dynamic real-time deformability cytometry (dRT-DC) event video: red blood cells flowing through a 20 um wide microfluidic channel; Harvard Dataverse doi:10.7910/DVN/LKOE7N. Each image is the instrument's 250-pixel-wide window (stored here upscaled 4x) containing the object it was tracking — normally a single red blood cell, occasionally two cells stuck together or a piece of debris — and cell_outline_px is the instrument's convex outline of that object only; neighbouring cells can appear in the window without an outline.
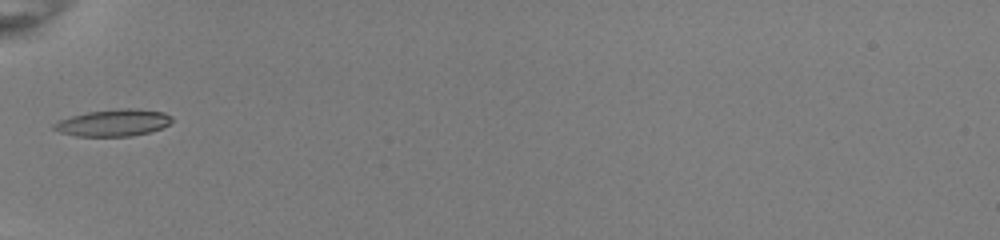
{"species": "common noctule bat (a hibernating species)", "species_latin": "Nyctalus noctula", "temperature_condition": "room temperature", "stored_images_in_passage": 33, "camera_frame_rate_fps": 3000, "um_per_image_px": 0.085, "animal": {"sex": "female", "body_mass_g": 22.0, "forearm_length_mm": 56.7}, "frame": {"image": 1, "passage_image": 1, "time_ms": 0.0, "image_size_px": [1000, 240], "cell_outline_px": [[172, 120], [168, 124], [160, 128], [148, 132], [132, 136], [76, 136], [60, 132], [52, 128], [52, 124], [60, 120], [72, 116], [88, 112], [120, 108], [136, 108], [164, 112], [172, 116]], "centroid_in_image_um": [9.64, 10.43], "position_along_channel_um": 75.4, "area_um2": 18.38}}
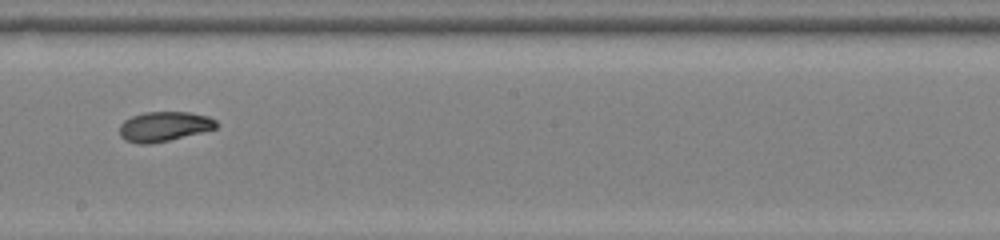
{"frame": {"image": 2, "passage_image": 13, "time_ms": 4.0, "image_size_px": [1000, 240], "cell_outline_px": [[220, 124], [216, 128], [152, 144], [140, 144], [124, 140], [120, 136], [120, 124], [124, 120], [132, 116], [144, 112], [188, 112], [208, 116], [216, 120]], "centroid_in_image_um": [13.93, 10.74], "position_along_channel_um": 234.3, "area_um2": 16.76}}
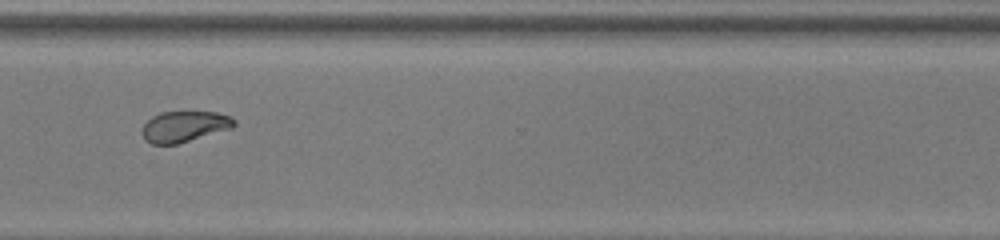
{"frame": {"image": 3, "passage_image": 22, "time_ms": 7.0, "image_size_px": [1000, 240], "cell_outline_px": [[236, 124], [232, 128], [176, 144], [152, 144], [144, 140], [140, 132], [140, 128], [152, 116], [160, 112], [216, 112], [232, 116], [236, 120]], "centroid_in_image_um": [15.64, 10.75], "position_along_channel_um": 355.0, "area_um2": 16.7}, "authors_computed_cell_mechanics": {"area_um2": 17.1088, "velocity_mm_per_s": 4.0103, "shape_relaxation_time_tau1_ms": 3.0335, "shape_relaxation_time_tau2_ms": 2.4021, "deformation_change_tau1": 0.1344, "deformation_change_tau2": 0.0704}}